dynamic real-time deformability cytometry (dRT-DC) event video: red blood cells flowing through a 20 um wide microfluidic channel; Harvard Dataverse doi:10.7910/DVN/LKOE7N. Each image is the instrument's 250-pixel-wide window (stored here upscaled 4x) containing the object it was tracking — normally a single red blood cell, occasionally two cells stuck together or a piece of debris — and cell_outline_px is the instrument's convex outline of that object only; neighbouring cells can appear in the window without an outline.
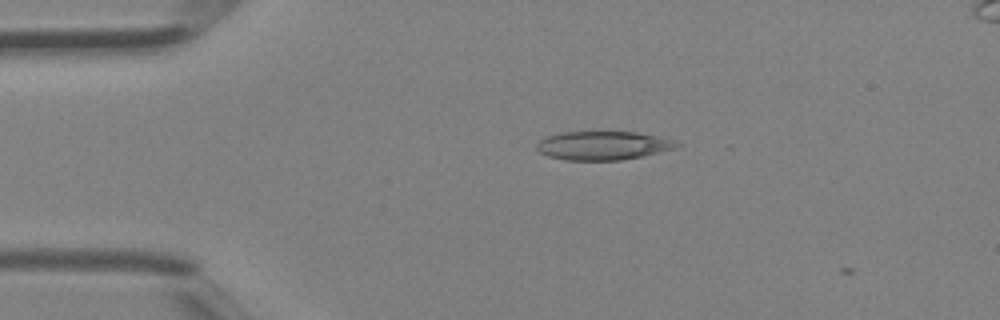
{"species": "Egyptian fruit bat (a non-hibernating species)", "species_latin": "Rousettus aegyptiacus", "temperature_condition": "room temperature", "stored_images_in_passage": 2, "camera_frame_rate_fps": 3000, "um_per_image_px": 0.085, "animal": {"sex": "female"}, "frame": {"image": 1, "passage_image": 1, "time_ms": 0.0, "image_size_px": [1000, 320], "cell_outline_px": [[684, 144], [676, 148], [640, 156], [620, 160], [564, 160], [548, 156], [540, 152], [536, 148], [536, 144], [544, 136], [560, 132], [636, 132], [656, 136], [672, 140]], "centroid_in_image_um": [51.21, 12.37], "position_along_channel_um": 33.8, "area_um2": 23.35}}